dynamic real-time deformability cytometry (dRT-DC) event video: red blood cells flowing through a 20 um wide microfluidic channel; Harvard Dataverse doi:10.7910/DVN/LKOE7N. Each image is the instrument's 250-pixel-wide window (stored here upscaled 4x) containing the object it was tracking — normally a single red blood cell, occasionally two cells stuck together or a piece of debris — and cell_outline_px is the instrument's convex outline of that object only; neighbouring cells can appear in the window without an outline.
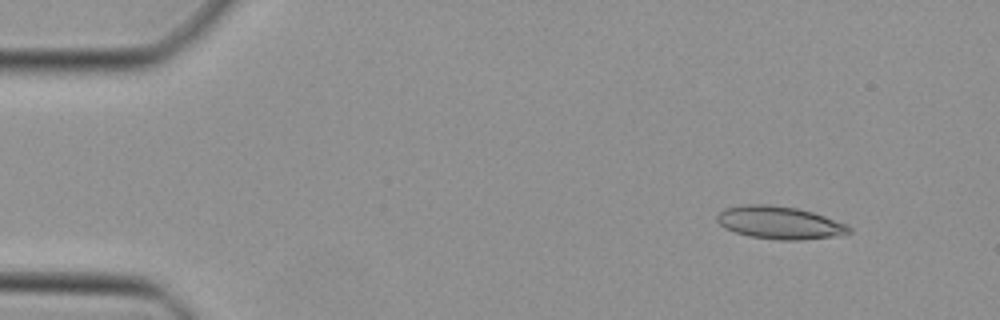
{"species": "Egyptian fruit bat (a non-hibernating species)", "species_latin": "Rousettus aegyptiacus", "temperature_condition": "cold", "stored_images_in_passage": 13, "camera_frame_rate_fps": 3000, "um_per_image_px": 0.085, "animal": {"sex": "female"}, "frame": {"image": 1, "passage_image": 5, "time_ms": 1.333, "image_size_px": [1000, 320], "cell_outline_px": [[852, 232], [836, 236], [800, 240], [780, 240], [748, 236], [724, 228], [716, 220], [716, 216], [724, 208], [744, 204], [768, 204], [796, 208], [812, 212], [848, 224], [852, 228]], "centroid_in_image_um": [66.26, 18.93], "position_along_channel_um": 18.7, "area_um2": 25.26}}